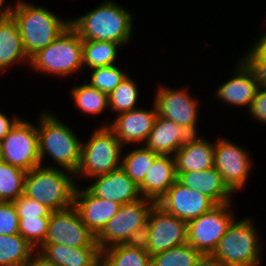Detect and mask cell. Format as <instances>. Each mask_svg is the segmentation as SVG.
Instances as JSON below:
<instances>
[{"label": "cell", "mask_w": 266, "mask_h": 266, "mask_svg": "<svg viewBox=\"0 0 266 266\" xmlns=\"http://www.w3.org/2000/svg\"><path fill=\"white\" fill-rule=\"evenodd\" d=\"M191 136L188 130L174 121L157 116L145 146L157 154L172 155Z\"/></svg>", "instance_id": "ffe728a7"}, {"label": "cell", "mask_w": 266, "mask_h": 266, "mask_svg": "<svg viewBox=\"0 0 266 266\" xmlns=\"http://www.w3.org/2000/svg\"><path fill=\"white\" fill-rule=\"evenodd\" d=\"M151 110L133 109L118 114L108 127L122 144L145 142L158 116L155 104Z\"/></svg>", "instance_id": "ac0fdd59"}, {"label": "cell", "mask_w": 266, "mask_h": 266, "mask_svg": "<svg viewBox=\"0 0 266 266\" xmlns=\"http://www.w3.org/2000/svg\"><path fill=\"white\" fill-rule=\"evenodd\" d=\"M43 244H60L69 247H99L95 235L82 222L78 211L71 208L51 212Z\"/></svg>", "instance_id": "7c38bea8"}, {"label": "cell", "mask_w": 266, "mask_h": 266, "mask_svg": "<svg viewBox=\"0 0 266 266\" xmlns=\"http://www.w3.org/2000/svg\"><path fill=\"white\" fill-rule=\"evenodd\" d=\"M142 243L151 256L184 245L187 243V222L155 204L150 210Z\"/></svg>", "instance_id": "30bf717a"}, {"label": "cell", "mask_w": 266, "mask_h": 266, "mask_svg": "<svg viewBox=\"0 0 266 266\" xmlns=\"http://www.w3.org/2000/svg\"><path fill=\"white\" fill-rule=\"evenodd\" d=\"M8 13L17 23L29 59L70 27V21L60 20L51 11L27 2L19 1Z\"/></svg>", "instance_id": "7a4b0ae2"}, {"label": "cell", "mask_w": 266, "mask_h": 266, "mask_svg": "<svg viewBox=\"0 0 266 266\" xmlns=\"http://www.w3.org/2000/svg\"><path fill=\"white\" fill-rule=\"evenodd\" d=\"M230 202L187 222V243L201 254H212L228 226L235 219L228 208Z\"/></svg>", "instance_id": "8fae6325"}, {"label": "cell", "mask_w": 266, "mask_h": 266, "mask_svg": "<svg viewBox=\"0 0 266 266\" xmlns=\"http://www.w3.org/2000/svg\"><path fill=\"white\" fill-rule=\"evenodd\" d=\"M5 2H4V0H0V13H8L10 10H11V8H12V6H5L4 8L2 7L3 6V4H4Z\"/></svg>", "instance_id": "ee69618b"}, {"label": "cell", "mask_w": 266, "mask_h": 266, "mask_svg": "<svg viewBox=\"0 0 266 266\" xmlns=\"http://www.w3.org/2000/svg\"><path fill=\"white\" fill-rule=\"evenodd\" d=\"M151 259L142 242L117 244L101 250L104 266H151Z\"/></svg>", "instance_id": "484cf974"}, {"label": "cell", "mask_w": 266, "mask_h": 266, "mask_svg": "<svg viewBox=\"0 0 266 266\" xmlns=\"http://www.w3.org/2000/svg\"><path fill=\"white\" fill-rule=\"evenodd\" d=\"M50 217L19 218V234L36 250L44 243Z\"/></svg>", "instance_id": "e575fe53"}, {"label": "cell", "mask_w": 266, "mask_h": 266, "mask_svg": "<svg viewBox=\"0 0 266 266\" xmlns=\"http://www.w3.org/2000/svg\"><path fill=\"white\" fill-rule=\"evenodd\" d=\"M26 171L0 160V201L13 202L23 194Z\"/></svg>", "instance_id": "4dcf8cb0"}, {"label": "cell", "mask_w": 266, "mask_h": 266, "mask_svg": "<svg viewBox=\"0 0 266 266\" xmlns=\"http://www.w3.org/2000/svg\"><path fill=\"white\" fill-rule=\"evenodd\" d=\"M252 46L261 54L266 55V32Z\"/></svg>", "instance_id": "7bdbcfd3"}, {"label": "cell", "mask_w": 266, "mask_h": 266, "mask_svg": "<svg viewBox=\"0 0 266 266\" xmlns=\"http://www.w3.org/2000/svg\"><path fill=\"white\" fill-rule=\"evenodd\" d=\"M138 89L135 82L127 75L109 95V108L118 114L136 109Z\"/></svg>", "instance_id": "d6a6232c"}, {"label": "cell", "mask_w": 266, "mask_h": 266, "mask_svg": "<svg viewBox=\"0 0 266 266\" xmlns=\"http://www.w3.org/2000/svg\"><path fill=\"white\" fill-rule=\"evenodd\" d=\"M37 71L67 76L83 67V40L70 26L50 45L30 58Z\"/></svg>", "instance_id": "52a82bcc"}, {"label": "cell", "mask_w": 266, "mask_h": 266, "mask_svg": "<svg viewBox=\"0 0 266 266\" xmlns=\"http://www.w3.org/2000/svg\"><path fill=\"white\" fill-rule=\"evenodd\" d=\"M195 266H222V264L212 254H202Z\"/></svg>", "instance_id": "b9f144b4"}, {"label": "cell", "mask_w": 266, "mask_h": 266, "mask_svg": "<svg viewBox=\"0 0 266 266\" xmlns=\"http://www.w3.org/2000/svg\"><path fill=\"white\" fill-rule=\"evenodd\" d=\"M156 204L167 213L175 215L185 222H189L217 206L208 196L184 186L178 180Z\"/></svg>", "instance_id": "4fadbf2b"}, {"label": "cell", "mask_w": 266, "mask_h": 266, "mask_svg": "<svg viewBox=\"0 0 266 266\" xmlns=\"http://www.w3.org/2000/svg\"><path fill=\"white\" fill-rule=\"evenodd\" d=\"M215 144L192 135L174 154L176 175L189 171H204L214 167Z\"/></svg>", "instance_id": "d6986e66"}, {"label": "cell", "mask_w": 266, "mask_h": 266, "mask_svg": "<svg viewBox=\"0 0 266 266\" xmlns=\"http://www.w3.org/2000/svg\"><path fill=\"white\" fill-rule=\"evenodd\" d=\"M121 205L92 195L86 188L75 189L73 207L82 222L95 235L102 231L108 221L118 212Z\"/></svg>", "instance_id": "e0dca14e"}, {"label": "cell", "mask_w": 266, "mask_h": 266, "mask_svg": "<svg viewBox=\"0 0 266 266\" xmlns=\"http://www.w3.org/2000/svg\"><path fill=\"white\" fill-rule=\"evenodd\" d=\"M92 178L96 179L95 182L86 189L101 199L123 205L143 198L139 186L122 168Z\"/></svg>", "instance_id": "2e32d148"}, {"label": "cell", "mask_w": 266, "mask_h": 266, "mask_svg": "<svg viewBox=\"0 0 266 266\" xmlns=\"http://www.w3.org/2000/svg\"><path fill=\"white\" fill-rule=\"evenodd\" d=\"M74 105L78 106L86 114L97 115L109 107V95L92 87L84 81V84L72 88Z\"/></svg>", "instance_id": "f1b7e54d"}, {"label": "cell", "mask_w": 266, "mask_h": 266, "mask_svg": "<svg viewBox=\"0 0 266 266\" xmlns=\"http://www.w3.org/2000/svg\"><path fill=\"white\" fill-rule=\"evenodd\" d=\"M57 266H98L101 263L99 247H69L60 244H42L37 250Z\"/></svg>", "instance_id": "cb8c5ba5"}, {"label": "cell", "mask_w": 266, "mask_h": 266, "mask_svg": "<svg viewBox=\"0 0 266 266\" xmlns=\"http://www.w3.org/2000/svg\"><path fill=\"white\" fill-rule=\"evenodd\" d=\"M155 204L154 200L142 198L121 205L96 236L100 250L117 244L142 242L150 210Z\"/></svg>", "instance_id": "5b68a950"}, {"label": "cell", "mask_w": 266, "mask_h": 266, "mask_svg": "<svg viewBox=\"0 0 266 266\" xmlns=\"http://www.w3.org/2000/svg\"><path fill=\"white\" fill-rule=\"evenodd\" d=\"M70 26L82 40L110 41L124 45L131 38L132 15L111 0L100 4L78 19L70 20Z\"/></svg>", "instance_id": "6da1fadb"}, {"label": "cell", "mask_w": 266, "mask_h": 266, "mask_svg": "<svg viewBox=\"0 0 266 266\" xmlns=\"http://www.w3.org/2000/svg\"><path fill=\"white\" fill-rule=\"evenodd\" d=\"M201 255L186 243L152 255L151 266H195Z\"/></svg>", "instance_id": "1f68e13d"}, {"label": "cell", "mask_w": 266, "mask_h": 266, "mask_svg": "<svg viewBox=\"0 0 266 266\" xmlns=\"http://www.w3.org/2000/svg\"><path fill=\"white\" fill-rule=\"evenodd\" d=\"M68 173V174H67ZM67 170L38 166L26 172L23 195L45 205L52 212L73 206L76 184Z\"/></svg>", "instance_id": "3957f363"}, {"label": "cell", "mask_w": 266, "mask_h": 266, "mask_svg": "<svg viewBox=\"0 0 266 266\" xmlns=\"http://www.w3.org/2000/svg\"><path fill=\"white\" fill-rule=\"evenodd\" d=\"M177 180L184 186L194 189L212 199L217 205L230 202L233 193L223 182L219 171L212 167L204 171H189L180 173Z\"/></svg>", "instance_id": "603a6c76"}, {"label": "cell", "mask_w": 266, "mask_h": 266, "mask_svg": "<svg viewBox=\"0 0 266 266\" xmlns=\"http://www.w3.org/2000/svg\"><path fill=\"white\" fill-rule=\"evenodd\" d=\"M25 266H57L53 262L43 257L37 250Z\"/></svg>", "instance_id": "60d3db41"}, {"label": "cell", "mask_w": 266, "mask_h": 266, "mask_svg": "<svg viewBox=\"0 0 266 266\" xmlns=\"http://www.w3.org/2000/svg\"><path fill=\"white\" fill-rule=\"evenodd\" d=\"M19 218L50 217L51 210L36 200L20 195L13 201Z\"/></svg>", "instance_id": "d590c367"}, {"label": "cell", "mask_w": 266, "mask_h": 266, "mask_svg": "<svg viewBox=\"0 0 266 266\" xmlns=\"http://www.w3.org/2000/svg\"><path fill=\"white\" fill-rule=\"evenodd\" d=\"M26 59L29 63L17 23L9 13H0V71Z\"/></svg>", "instance_id": "d4e9b609"}, {"label": "cell", "mask_w": 266, "mask_h": 266, "mask_svg": "<svg viewBox=\"0 0 266 266\" xmlns=\"http://www.w3.org/2000/svg\"><path fill=\"white\" fill-rule=\"evenodd\" d=\"M251 220L234 219L212 255L222 266H258L261 246Z\"/></svg>", "instance_id": "8992f818"}, {"label": "cell", "mask_w": 266, "mask_h": 266, "mask_svg": "<svg viewBox=\"0 0 266 266\" xmlns=\"http://www.w3.org/2000/svg\"><path fill=\"white\" fill-rule=\"evenodd\" d=\"M92 70L91 80L88 83L92 87L108 95H110L128 75L114 65L94 68Z\"/></svg>", "instance_id": "836d02e7"}, {"label": "cell", "mask_w": 266, "mask_h": 266, "mask_svg": "<svg viewBox=\"0 0 266 266\" xmlns=\"http://www.w3.org/2000/svg\"><path fill=\"white\" fill-rule=\"evenodd\" d=\"M249 112L262 123H266V89L259 88L255 98L252 100Z\"/></svg>", "instance_id": "f35d334b"}, {"label": "cell", "mask_w": 266, "mask_h": 266, "mask_svg": "<svg viewBox=\"0 0 266 266\" xmlns=\"http://www.w3.org/2000/svg\"><path fill=\"white\" fill-rule=\"evenodd\" d=\"M158 155L144 145L128 153L121 161V168L139 186Z\"/></svg>", "instance_id": "f546056e"}, {"label": "cell", "mask_w": 266, "mask_h": 266, "mask_svg": "<svg viewBox=\"0 0 266 266\" xmlns=\"http://www.w3.org/2000/svg\"><path fill=\"white\" fill-rule=\"evenodd\" d=\"M0 160L26 172L41 166L37 127L19 119L1 140Z\"/></svg>", "instance_id": "9c48e42d"}, {"label": "cell", "mask_w": 266, "mask_h": 266, "mask_svg": "<svg viewBox=\"0 0 266 266\" xmlns=\"http://www.w3.org/2000/svg\"><path fill=\"white\" fill-rule=\"evenodd\" d=\"M241 59L252 72L258 88L266 89V55H261L254 47Z\"/></svg>", "instance_id": "8d00e7d4"}, {"label": "cell", "mask_w": 266, "mask_h": 266, "mask_svg": "<svg viewBox=\"0 0 266 266\" xmlns=\"http://www.w3.org/2000/svg\"><path fill=\"white\" fill-rule=\"evenodd\" d=\"M154 104L158 116L172 120L192 135H197L198 102L184 88L182 90H172L167 87H160L154 98Z\"/></svg>", "instance_id": "9a60e30c"}, {"label": "cell", "mask_w": 266, "mask_h": 266, "mask_svg": "<svg viewBox=\"0 0 266 266\" xmlns=\"http://www.w3.org/2000/svg\"><path fill=\"white\" fill-rule=\"evenodd\" d=\"M238 65L233 78L219 86L215 95L231 105H247L250 108L259 88L252 72L241 59Z\"/></svg>", "instance_id": "7402d4cb"}, {"label": "cell", "mask_w": 266, "mask_h": 266, "mask_svg": "<svg viewBox=\"0 0 266 266\" xmlns=\"http://www.w3.org/2000/svg\"><path fill=\"white\" fill-rule=\"evenodd\" d=\"M19 119L18 116L14 117V119H8L6 115L0 112V141L9 133Z\"/></svg>", "instance_id": "ab89813d"}, {"label": "cell", "mask_w": 266, "mask_h": 266, "mask_svg": "<svg viewBox=\"0 0 266 266\" xmlns=\"http://www.w3.org/2000/svg\"><path fill=\"white\" fill-rule=\"evenodd\" d=\"M19 234V217L13 202L0 201V235Z\"/></svg>", "instance_id": "74e56055"}, {"label": "cell", "mask_w": 266, "mask_h": 266, "mask_svg": "<svg viewBox=\"0 0 266 266\" xmlns=\"http://www.w3.org/2000/svg\"><path fill=\"white\" fill-rule=\"evenodd\" d=\"M38 126L40 164L48 153L64 171L76 173L80 163L81 142L74 131L56 116L44 113Z\"/></svg>", "instance_id": "277c9868"}, {"label": "cell", "mask_w": 266, "mask_h": 266, "mask_svg": "<svg viewBox=\"0 0 266 266\" xmlns=\"http://www.w3.org/2000/svg\"><path fill=\"white\" fill-rule=\"evenodd\" d=\"M121 45L110 41L83 40V66L90 69L114 65L117 48Z\"/></svg>", "instance_id": "83f0119b"}, {"label": "cell", "mask_w": 266, "mask_h": 266, "mask_svg": "<svg viewBox=\"0 0 266 266\" xmlns=\"http://www.w3.org/2000/svg\"><path fill=\"white\" fill-rule=\"evenodd\" d=\"M251 160L245 149L219 139L215 144L214 167L219 171L223 182L228 188L235 191L242 189L251 168Z\"/></svg>", "instance_id": "5bb4252c"}, {"label": "cell", "mask_w": 266, "mask_h": 266, "mask_svg": "<svg viewBox=\"0 0 266 266\" xmlns=\"http://www.w3.org/2000/svg\"><path fill=\"white\" fill-rule=\"evenodd\" d=\"M34 251L20 234L0 235V266H25Z\"/></svg>", "instance_id": "4316f807"}, {"label": "cell", "mask_w": 266, "mask_h": 266, "mask_svg": "<svg viewBox=\"0 0 266 266\" xmlns=\"http://www.w3.org/2000/svg\"><path fill=\"white\" fill-rule=\"evenodd\" d=\"M176 180L174 155L159 154L139 185L141 196L157 203Z\"/></svg>", "instance_id": "44dd1931"}, {"label": "cell", "mask_w": 266, "mask_h": 266, "mask_svg": "<svg viewBox=\"0 0 266 266\" xmlns=\"http://www.w3.org/2000/svg\"><path fill=\"white\" fill-rule=\"evenodd\" d=\"M122 148L123 144L104 124L84 146L81 143L80 163L74 175L92 178L121 168Z\"/></svg>", "instance_id": "ba28073f"}]
</instances>
